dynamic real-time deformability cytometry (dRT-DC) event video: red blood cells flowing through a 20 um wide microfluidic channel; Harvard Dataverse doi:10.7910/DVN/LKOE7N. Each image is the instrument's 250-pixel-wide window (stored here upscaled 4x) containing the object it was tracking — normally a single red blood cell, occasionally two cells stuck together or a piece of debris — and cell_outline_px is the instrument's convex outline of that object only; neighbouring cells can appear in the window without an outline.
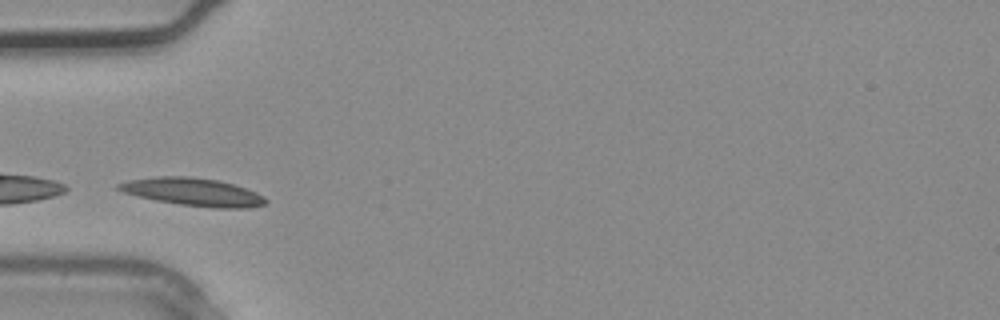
{"species": "common noctule bat (a hibernating species)", "species_latin": "Nyctalus noctula", "temperature_condition": "warm", "stored_images_in_passage": 1, "camera_frame_rate_fps": 3000, "um_per_image_px": 0.085, "animal": {"sex": "male", "body_mass_g": 20.4}, "frame": {"image": 1, "passage_image": 1, "time_ms": 0.0, "image_size_px": [1000, 320], "cell_outline_px": [[268, 200], [264, 204], [244, 208], [216, 208], [180, 204], [156, 200], [124, 192], [116, 188], [116, 184], [128, 180], [156, 176], [188, 176], [220, 180], [256, 192], [264, 196]], "centroid_in_image_um": [16.4, 16.3], "position_along_channel_um": 68.6, "area_um2": 23.64}}